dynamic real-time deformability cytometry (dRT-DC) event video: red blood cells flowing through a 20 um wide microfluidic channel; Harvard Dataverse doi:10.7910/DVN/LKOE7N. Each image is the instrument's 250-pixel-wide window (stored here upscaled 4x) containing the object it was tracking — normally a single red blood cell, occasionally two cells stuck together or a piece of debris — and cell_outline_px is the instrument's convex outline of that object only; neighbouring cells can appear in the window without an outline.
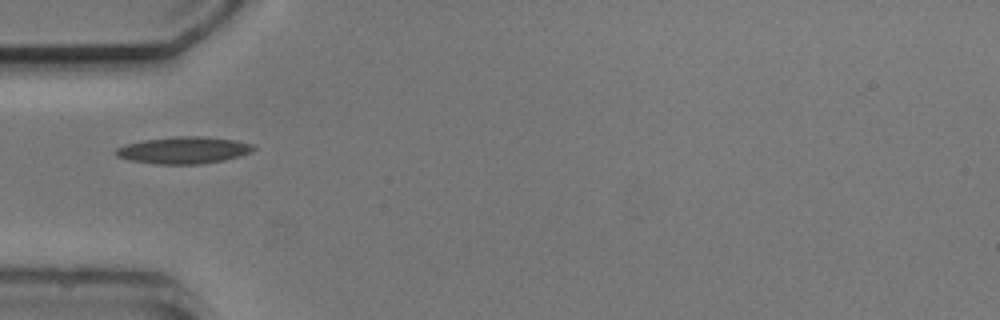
{"species": "common noctule bat (a hibernating species)", "species_latin": "Nyctalus noctula", "temperature_condition": "cold", "stored_images_in_passage": 4, "camera_frame_rate_fps": 3000, "um_per_image_px": 0.085, "animal": {"sex": "male", "body_mass_g": 20.5, "forearm_length_mm": 52.5}, "frame": {"image": 1, "passage_image": 1, "time_ms": 0.0, "image_size_px": [1000, 320], "cell_outline_px": [[256, 148], [252, 152], [240, 156], [224, 160], [200, 164], [156, 164], [128, 160], [116, 156], [112, 152], [116, 148], [124, 144], [144, 140], [176, 136], [204, 136], [236, 140], [256, 144]], "centroid_in_image_um": [15.62, 12.76], "position_along_channel_um": 69.4, "area_um2": 21.96}}